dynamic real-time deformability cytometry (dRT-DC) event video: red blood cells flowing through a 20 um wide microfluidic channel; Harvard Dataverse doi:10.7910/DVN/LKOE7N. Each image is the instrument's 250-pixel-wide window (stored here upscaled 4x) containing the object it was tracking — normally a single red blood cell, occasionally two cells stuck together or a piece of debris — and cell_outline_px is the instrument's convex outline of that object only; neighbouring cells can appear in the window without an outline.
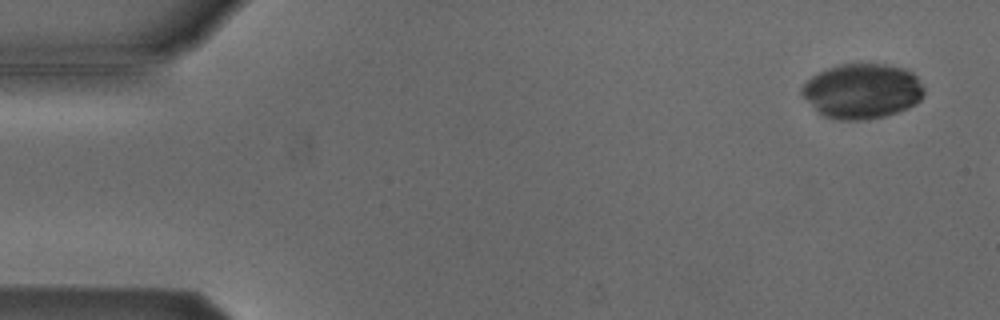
{"species": "Egyptian fruit bat (a non-hibernating species)", "species_latin": "Rousettus aegyptiacus", "temperature_condition": "cold", "stored_images_in_passage": 9, "camera_frame_rate_fps": 3000, "um_per_image_px": 0.085, "animal": {"sex": "male"}, "frame": {"image": 1, "passage_image": 3, "time_ms": 0.667, "image_size_px": [1000, 320], "cell_outline_px": [[924, 96], [916, 104], [908, 108], [884, 116], [868, 120], [840, 120], [824, 116], [800, 92], [800, 88], [812, 76], [828, 68], [840, 64], [884, 64], [904, 68], [912, 72], [916, 76], [924, 88]], "centroid_in_image_um": [73.32, 7.74], "position_along_channel_um": 11.7, "area_um2": 38.96}}